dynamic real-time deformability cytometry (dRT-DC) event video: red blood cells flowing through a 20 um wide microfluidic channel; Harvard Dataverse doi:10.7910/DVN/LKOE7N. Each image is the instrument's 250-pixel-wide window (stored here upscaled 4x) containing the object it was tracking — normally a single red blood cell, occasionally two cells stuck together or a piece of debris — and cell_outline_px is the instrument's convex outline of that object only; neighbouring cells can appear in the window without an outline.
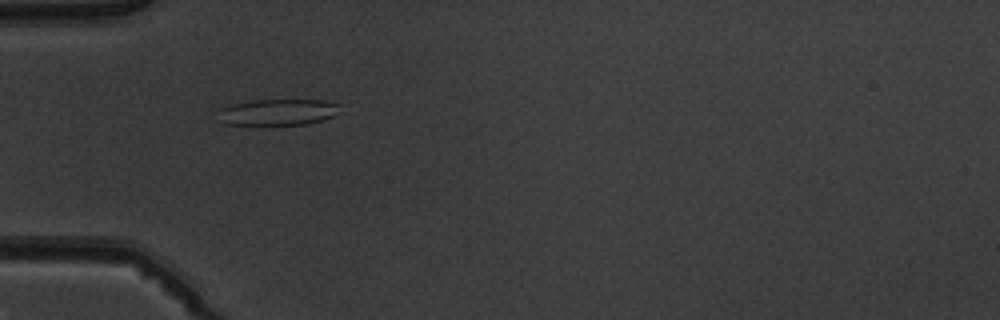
{"species": "common noctule bat (a hibernating species)", "species_latin": "Nyctalus noctula", "temperature_condition": "warm", "stored_images_in_passage": 4, "camera_frame_rate_fps": 3000, "um_per_image_px": 0.085, "animal": {"sex": "male", "body_mass_g": 19.5, "forearm_length_mm": 54.6}, "frame": {"image": 1, "passage_image": 4, "time_ms": 3.667, "image_size_px": [1000, 320], "cell_outline_px": [[344, 104], [340, 112], [332, 116], [308, 124], [224, 124], [220, 120], [220, 108], [228, 104], [252, 100], [320, 100]], "centroid_in_image_um": [23.66, 9.51], "position_along_channel_um": 61.3, "area_um2": 18.67}}